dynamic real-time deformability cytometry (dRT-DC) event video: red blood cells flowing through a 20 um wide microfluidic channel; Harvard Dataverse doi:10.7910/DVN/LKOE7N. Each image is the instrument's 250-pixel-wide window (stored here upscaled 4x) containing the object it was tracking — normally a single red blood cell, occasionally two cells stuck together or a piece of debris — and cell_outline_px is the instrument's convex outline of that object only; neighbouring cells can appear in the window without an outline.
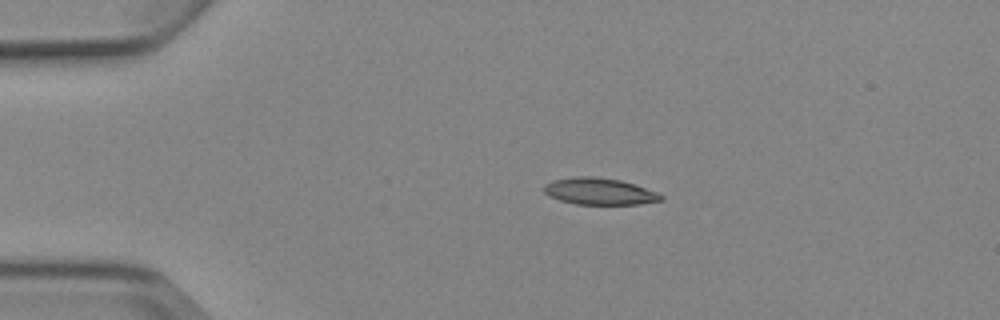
{"species": "Egyptian fruit bat (a non-hibernating species)", "species_latin": "Rousettus aegyptiacus", "temperature_condition": "cold", "stored_images_in_passage": 2, "camera_frame_rate_fps": 3000, "um_per_image_px": 0.085, "animal": {"sex": "female"}, "frame": {"image": 1, "passage_image": 1, "time_ms": 0.0, "image_size_px": [1000, 320], "cell_outline_px": [[664, 200], [640, 204], [576, 204], [560, 200], [548, 196], [544, 192], [544, 184], [552, 180], [576, 176], [592, 176], [620, 180], [636, 184], [660, 192], [664, 196]], "centroid_in_image_um": [50.99, 16.26], "position_along_channel_um": 34.0, "area_um2": 18.5}}